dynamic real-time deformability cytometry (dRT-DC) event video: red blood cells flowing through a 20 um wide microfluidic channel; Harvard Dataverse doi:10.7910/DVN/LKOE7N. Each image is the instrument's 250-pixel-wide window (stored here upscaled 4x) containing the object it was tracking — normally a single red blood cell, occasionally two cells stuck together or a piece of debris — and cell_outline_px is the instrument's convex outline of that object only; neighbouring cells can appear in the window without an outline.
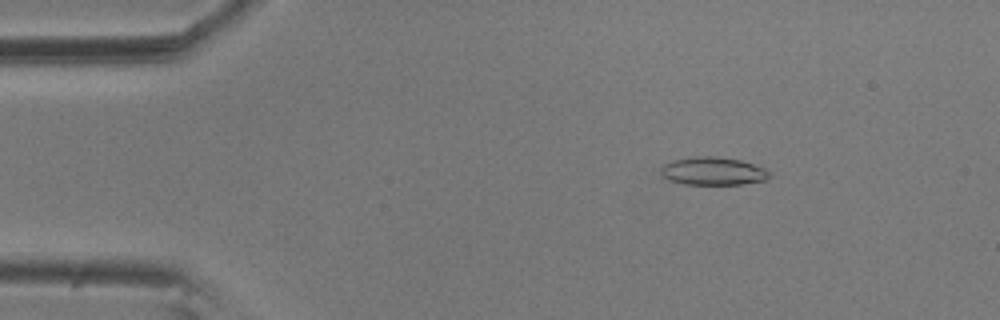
{"species": "common noctule bat (a hibernating species)", "species_latin": "Nyctalus noctula", "temperature_condition": "room temperature", "stored_images_in_passage": 4, "camera_frame_rate_fps": 3000, "um_per_image_px": 0.085, "animal": {"sex": "male", "body_mass_g": 20.5, "forearm_length_mm": 52.5}, "frame": {"image": 1, "passage_image": 1, "time_ms": 0.0, "image_size_px": [1000, 320], "cell_outline_px": [[772, 176], [768, 180], [740, 184], [684, 184], [672, 180], [664, 176], [660, 172], [660, 168], [664, 164], [672, 160], [688, 156], [712, 156], [740, 160], [768, 168]], "centroid_in_image_um": [60.66, 14.53], "position_along_channel_um": 24.3, "area_um2": 17.92}}
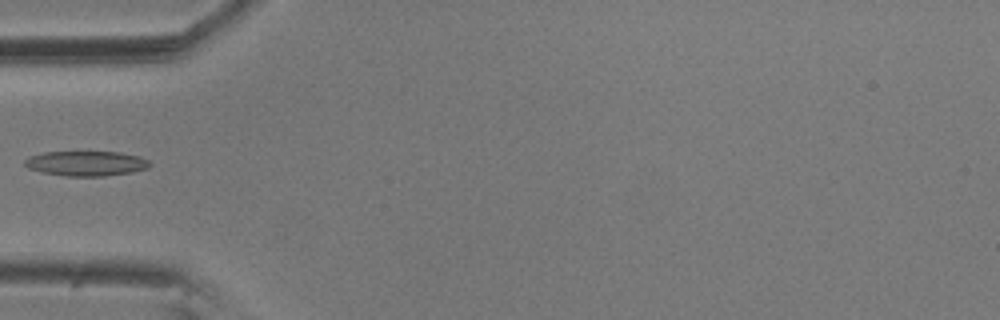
{"frame": {"image": 2, "passage_image": 4, "time_ms": 1.0, "image_size_px": [1000, 320], "cell_outline_px": [[152, 164], [148, 168], [132, 172], [104, 176], [64, 176], [44, 172], [28, 168], [24, 164], [24, 160], [28, 156], [44, 152], [120, 152], [140, 156], [148, 160]], "centroid_in_image_um": [7.34, 13.89], "position_along_channel_um": 77.7, "area_um2": 18.21}}